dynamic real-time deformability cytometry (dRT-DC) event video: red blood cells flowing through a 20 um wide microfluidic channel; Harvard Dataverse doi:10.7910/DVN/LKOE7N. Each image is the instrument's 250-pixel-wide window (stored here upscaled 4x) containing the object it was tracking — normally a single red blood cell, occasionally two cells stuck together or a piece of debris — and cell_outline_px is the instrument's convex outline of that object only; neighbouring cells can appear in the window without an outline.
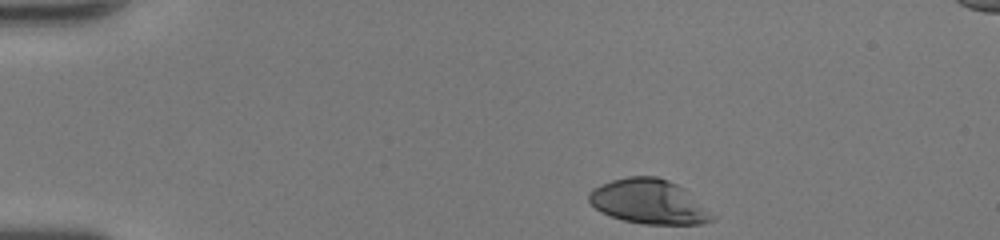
{"species": "human", "species_latin": "Homo sapiens", "temperature_condition": "room temperature", "stored_images_in_passage": 34, "camera_frame_rate_fps": 3000, "um_per_image_px": 0.085, "donor": {"sex": "female"}, "frame": {"image": 1, "passage_image": 1, "time_ms": 0.0, "image_size_px": [1000, 240], "cell_outline_px": [[716, 216], [712, 220], [700, 224], [644, 224], [624, 220], [600, 212], [588, 200], [588, 192], [592, 188], [600, 184], [612, 180], [628, 176], [656, 176], [668, 180], [684, 188]], "centroid_in_image_um": [55.14, 17.13], "position_along_channel_um": 29.9, "area_um2": 31.96}}
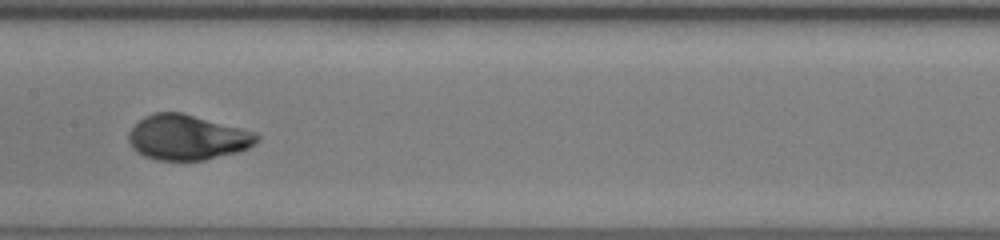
{"frame": {"image": 2, "passage_image": 18, "time_ms": 5.667, "image_size_px": [1000, 240], "cell_outline_px": [[260, 140], [256, 144], [240, 152], [204, 160], [156, 160], [144, 156], [136, 152], [132, 148], [128, 140], [128, 132], [144, 116], [152, 112], [184, 112], [256, 132], [260, 136]], "centroid_in_image_um": [15.94, 11.67], "position_along_channel_um": 191.5, "area_um2": 34.22}}
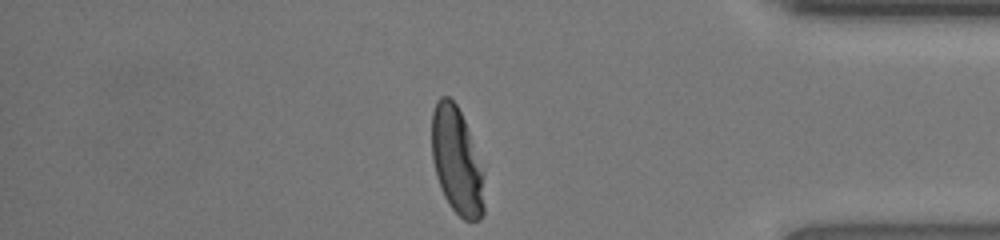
{"frame": {"image": 3, "passage_image": 34, "time_ms": 11.0, "image_size_px": [1000, 240], "cell_outline_px": [[484, 216], [480, 220], [464, 220], [448, 204], [440, 188], [436, 176], [432, 160], [432, 112], [436, 100], [440, 96], [448, 96], [456, 104], [464, 120], [484, 172]], "centroid_in_image_um": [38.83, 13.71], "position_along_channel_um": 396.4, "area_um2": 32.89}, "authors_computed_cell_mechanics": {"area_um2": 33.4951, "velocity_mm_per_s": 4.2785, "shape_relaxation_time_tau1_ms": 3.3465, "shape_relaxation_time_tau2_ms": null, "deformation_change_tau1": 0.2011, "deformation_change_tau2": null}}